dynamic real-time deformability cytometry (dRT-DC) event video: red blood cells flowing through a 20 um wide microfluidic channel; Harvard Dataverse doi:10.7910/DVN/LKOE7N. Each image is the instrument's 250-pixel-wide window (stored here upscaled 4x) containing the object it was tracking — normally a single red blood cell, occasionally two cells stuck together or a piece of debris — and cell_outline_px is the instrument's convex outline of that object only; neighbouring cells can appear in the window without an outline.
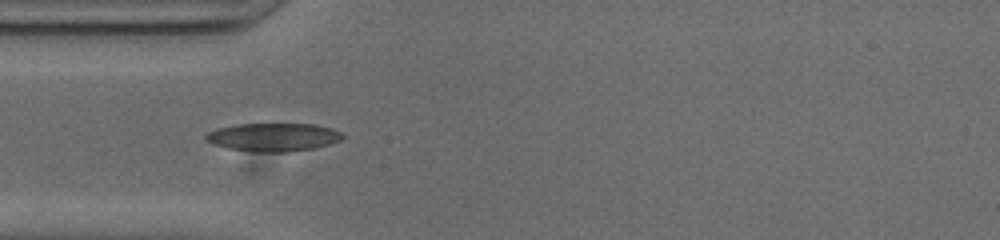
{"species": "common noctule bat (a hibernating species)", "species_latin": "Nyctalus noctula", "temperature_condition": "cold", "stored_images_in_passage": 39, "camera_frame_rate_fps": 3000, "um_per_image_px": 0.085, "animal": {"sex": "male", "body_mass_g": 20.0, "forearm_length_mm": 53.3}, "frame": {"image": 1, "passage_image": 1, "time_ms": 0.0, "image_size_px": [1000, 240], "cell_outline_px": [[344, 136], [340, 140], [328, 144], [312, 148], [288, 152], [256, 152], [228, 148], [216, 144], [208, 140], [204, 136], [208, 132], [216, 128], [236, 124], [316, 124], [340, 132]], "centroid_in_image_um": [23.21, 11.65], "position_along_channel_um": 61.8, "area_um2": 22.2}}
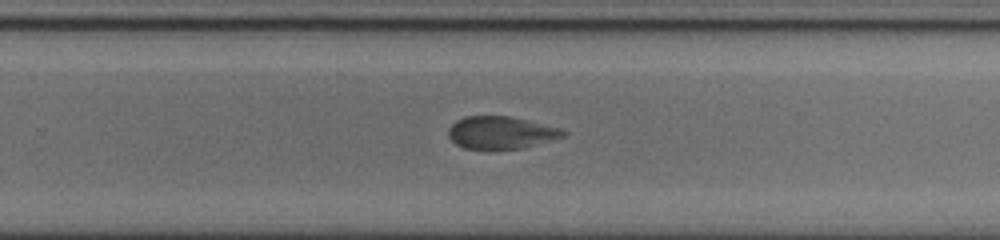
{"frame": {"image": 2, "passage_image": 19, "time_ms": 6.0, "image_size_px": [1000, 240], "cell_outline_px": [[568, 136], [524, 148], [464, 148], [456, 144], [448, 136], [448, 128], [456, 120], [464, 116], [512, 116], [560, 128], [568, 132]], "centroid_in_image_um": [42.62, 11.26], "position_along_channel_um": 287.2, "area_um2": 21.79}}
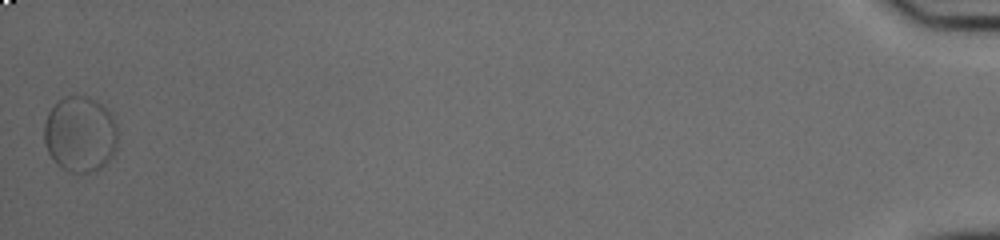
{"frame": {"image": 3, "passage_image": 39, "time_ms": 12.667, "image_size_px": [1000, 240], "cell_outline_px": [[116, 144], [112, 156], [100, 168], [88, 172], [72, 172], [56, 164], [48, 152], [44, 140], [44, 124], [48, 112], [56, 100], [64, 96], [88, 96], [96, 100], [112, 116], [116, 124]], "centroid_in_image_um": [6.77, 11.37], "position_along_channel_um": 428.4, "area_um2": 32.31}, "authors_computed_cell_mechanics": {"area_um2": 22.253, "velocity_mm_per_s": 3.7593, "shape_relaxation_time_tau1_ms": 3.9368, "shape_relaxation_time_tau2_ms": 2.0462, "deformation_change_tau1": 0.1159, "deformation_change_tau2": 0.0518}}